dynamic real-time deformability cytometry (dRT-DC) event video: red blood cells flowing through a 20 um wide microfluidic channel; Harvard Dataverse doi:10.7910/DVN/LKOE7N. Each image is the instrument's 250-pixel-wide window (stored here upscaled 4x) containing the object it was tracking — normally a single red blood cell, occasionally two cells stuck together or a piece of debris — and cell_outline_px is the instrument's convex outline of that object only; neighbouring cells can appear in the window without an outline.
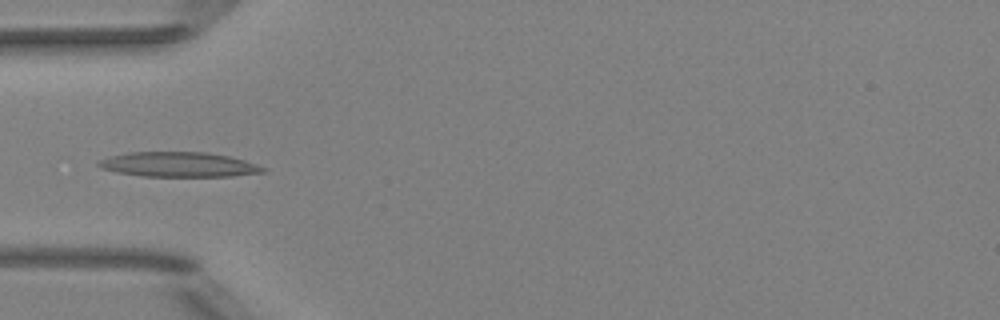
{"species": "Egyptian fruit bat (a non-hibernating species)", "species_latin": "Rousettus aegyptiacus", "temperature_condition": "room temperature", "stored_images_in_passage": 37, "camera_frame_rate_fps": 3000, "um_per_image_px": 0.085, "animal": {"sex": "female"}, "frame": {"image": 1, "passage_image": 3, "time_ms": 0.667, "image_size_px": [1000, 320], "cell_outline_px": [[268, 172], [232, 176], [140, 176], [116, 172], [104, 168], [96, 164], [100, 160], [108, 156], [128, 152], [204, 152], [228, 156], [244, 160], [268, 168]], "centroid_in_image_um": [15.22, 13.98], "position_along_channel_um": 69.8, "area_um2": 23.81}}
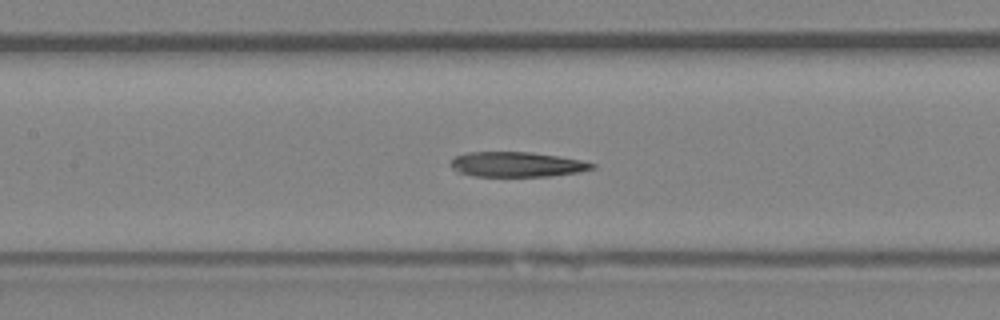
{"frame": {"image": 2, "passage_image": 10, "time_ms": 3.0, "image_size_px": [1000, 320], "cell_outline_px": [[596, 168], [580, 172], [548, 176], [472, 176], [460, 172], [452, 168], [452, 160], [456, 156], [468, 152], [532, 152], [560, 156], [584, 160], [596, 164]], "centroid_in_image_um": [44.01, 13.97], "position_along_channel_um": 163.4, "area_um2": 20.63}}
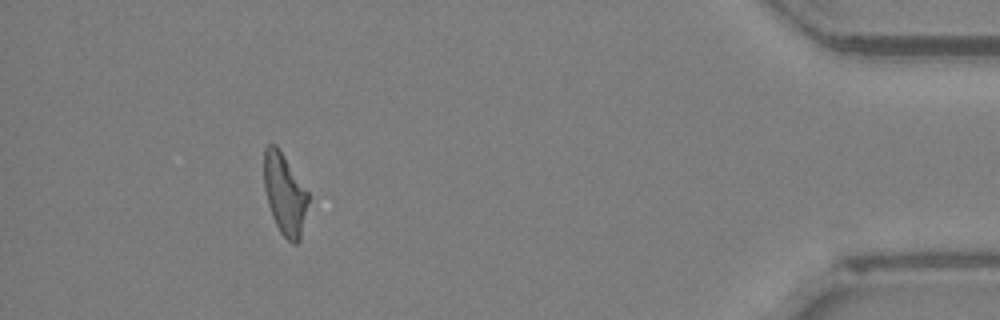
{"frame": {"image": 3, "passage_image": 33, "time_ms": 10.667, "image_size_px": [1000, 320], "cell_outline_px": [[308, 200], [300, 240], [296, 244], [292, 244], [280, 232], [272, 216], [268, 204], [264, 188], [264, 148], [268, 144], [276, 144], [308, 192]], "centroid_in_image_um": [24.18, 16.5], "position_along_channel_um": 411.0, "area_um2": 20.69}, "authors_computed_cell_mechanics": {"area_um2": 21.1548, "velocity_mm_per_s": 4.021, "shape_relaxation_time_tau1_ms": null, "shape_relaxation_time_tau2_ms": 3.2804, "deformation_change_tau1": null, "deformation_change_tau2": 0.1323}}